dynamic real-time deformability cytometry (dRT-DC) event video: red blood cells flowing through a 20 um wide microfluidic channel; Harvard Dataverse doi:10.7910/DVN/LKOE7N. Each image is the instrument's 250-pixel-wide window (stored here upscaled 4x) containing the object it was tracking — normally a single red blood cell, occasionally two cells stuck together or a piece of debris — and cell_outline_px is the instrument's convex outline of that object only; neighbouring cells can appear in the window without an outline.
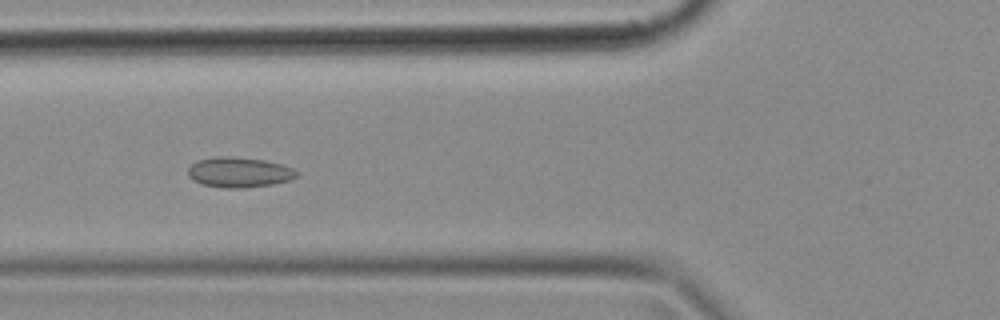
{"species": "common noctule bat (a hibernating species)", "species_latin": "Nyctalus noctula", "temperature_condition": "cold", "stored_images_in_passage": 48, "camera_frame_rate_fps": 3000, "um_per_image_px": 0.085, "animal": {"sex": "female", "body_mass_g": 18.4}, "frame": {"image": 1, "passage_image": 17, "time_ms": 5.333, "image_size_px": [1000, 320], "cell_outline_px": [[300, 172], [296, 176], [288, 180], [272, 184], [244, 188], [224, 188], [204, 184], [192, 180], [188, 176], [188, 168], [196, 160], [220, 156], [228, 156], [264, 160], [280, 164], [292, 168]], "centroid_in_image_um": [20.3, 14.64], "position_along_channel_um": 105.5, "area_um2": 19.02}}
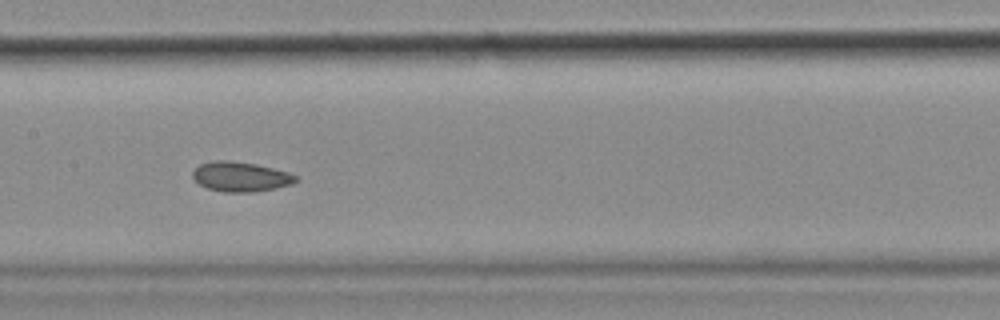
{"frame": {"image": 2, "passage_image": 23, "time_ms": 7.333, "image_size_px": [1000, 320], "cell_outline_px": [[300, 180], [292, 184], [276, 188], [252, 192], [224, 192], [208, 188], [200, 184], [192, 176], [192, 172], [200, 164], [216, 160], [228, 160], [256, 164], [288, 172], [296, 176]], "centroid_in_image_um": [20.47, 15.02], "position_along_channel_um": 186.9, "area_um2": 17.8}}
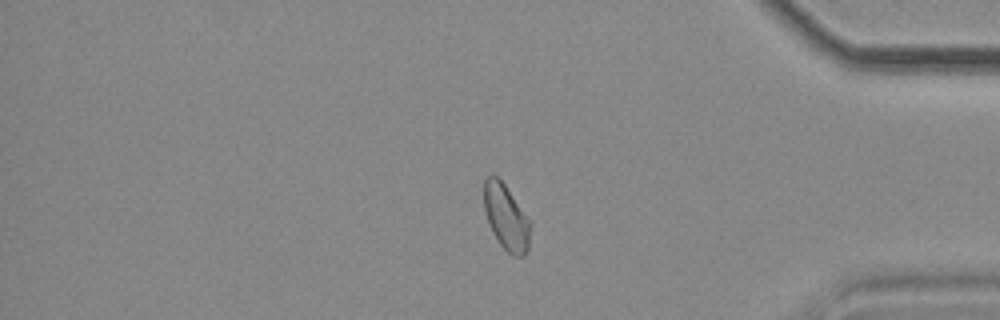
{"frame": {"image": 3, "passage_image": 40, "time_ms": 13.0, "image_size_px": [1000, 320], "cell_outline_px": [[532, 224], [528, 248], [524, 256], [516, 256], [508, 252], [500, 244], [492, 232], [484, 208], [484, 180], [488, 176], [496, 176], [504, 184]], "centroid_in_image_um": [43.03, 18.49], "position_along_channel_um": 392.2, "area_um2": 17.4}}